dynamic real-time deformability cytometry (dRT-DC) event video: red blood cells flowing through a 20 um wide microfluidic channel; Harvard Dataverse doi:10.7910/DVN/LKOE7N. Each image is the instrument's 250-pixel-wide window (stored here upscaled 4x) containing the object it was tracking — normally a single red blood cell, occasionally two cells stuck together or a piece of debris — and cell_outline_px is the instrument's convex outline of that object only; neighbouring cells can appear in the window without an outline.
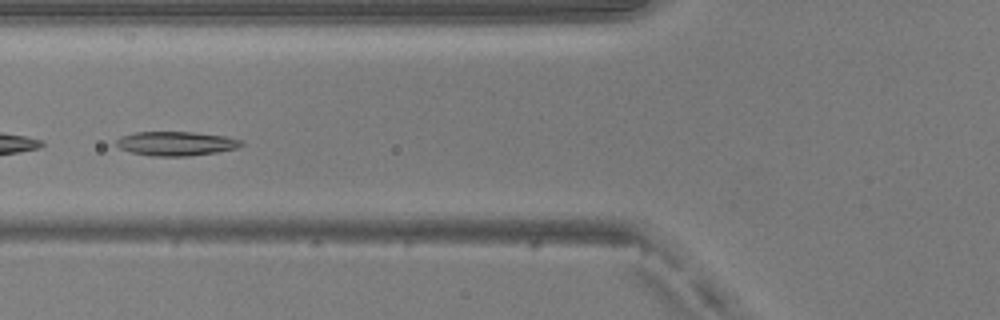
{"species": "common noctule bat (a hibernating species)", "species_latin": "Nyctalus noctula", "temperature_condition": "warm", "stored_images_in_passage": 49, "camera_frame_rate_fps": 3000, "um_per_image_px": 0.085, "animal": {"sex": "male", "body_mass_g": 20.5, "forearm_length_mm": 52.5}, "frame": {"image": 1, "passage_image": 20, "time_ms": 6.333, "image_size_px": [1000, 320], "cell_outline_px": [[244, 144], [236, 148], [216, 152], [188, 156], [152, 156], [132, 152], [120, 148], [116, 144], [116, 140], [120, 136], [136, 132], [192, 132], [228, 136], [244, 140]], "centroid_in_image_um": [15.0, 12.19], "position_along_channel_um": 110.8, "area_um2": 17.63}}